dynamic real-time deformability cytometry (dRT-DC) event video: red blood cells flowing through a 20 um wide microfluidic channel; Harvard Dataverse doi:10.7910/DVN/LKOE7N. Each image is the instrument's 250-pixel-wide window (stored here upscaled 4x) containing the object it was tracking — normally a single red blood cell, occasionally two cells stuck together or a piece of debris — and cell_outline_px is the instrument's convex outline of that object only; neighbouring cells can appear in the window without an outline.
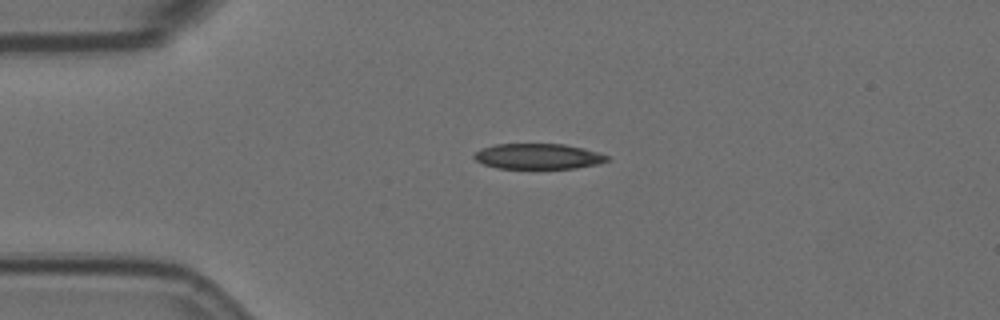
{"species": "Egyptian fruit bat (a non-hibernating species)", "species_latin": "Rousettus aegyptiacus", "temperature_condition": "room temperature", "stored_images_in_passage": 4, "camera_frame_rate_fps": 3000, "um_per_image_px": 0.085, "animal": {"sex": "female"}, "frame": {"image": 1, "passage_image": 4, "time_ms": 1.0, "image_size_px": [1000, 320], "cell_outline_px": [[612, 160], [600, 164], [576, 168], [496, 168], [484, 164], [476, 160], [472, 156], [476, 152], [484, 148], [496, 144], [564, 144], [584, 148], [608, 156]], "centroid_in_image_um": [45.79, 13.29], "position_along_channel_um": 39.2, "area_um2": 19.71}}